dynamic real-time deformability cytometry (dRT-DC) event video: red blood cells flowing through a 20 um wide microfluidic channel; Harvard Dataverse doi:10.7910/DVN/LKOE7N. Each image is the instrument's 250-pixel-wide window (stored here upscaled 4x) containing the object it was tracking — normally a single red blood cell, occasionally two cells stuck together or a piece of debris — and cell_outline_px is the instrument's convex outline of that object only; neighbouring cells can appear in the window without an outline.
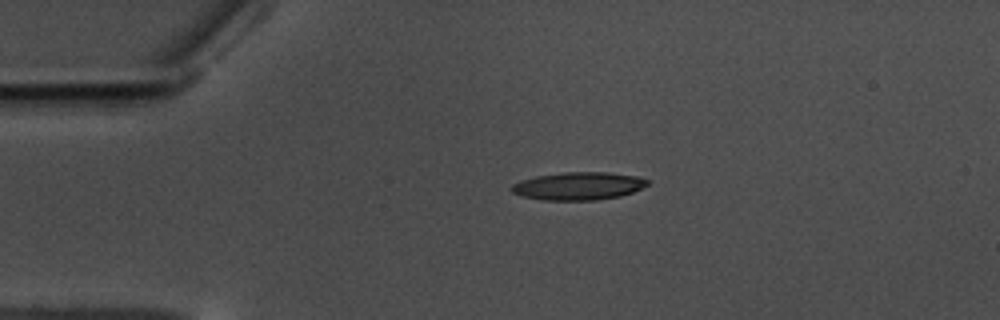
{"species": "common noctule bat (a hibernating species)", "species_latin": "Nyctalus noctula", "temperature_condition": "warm", "stored_images_in_passage": 28, "camera_frame_rate_fps": 3000, "um_per_image_px": 0.085, "animal": {"sex": "male", "body_mass_g": 17.5, "forearm_length_mm": 52.3}, "frame": {"image": 1, "passage_image": 1, "time_ms": 0.0, "image_size_px": [1000, 320], "cell_outline_px": [[648, 184], [632, 192], [620, 196], [596, 200], [544, 200], [524, 196], [512, 192], [508, 188], [512, 184], [536, 176], [564, 172], [608, 172], [640, 176], [648, 180]], "centroid_in_image_um": [49.18, 15.8], "position_along_channel_um": 35.8, "area_um2": 21.96}}
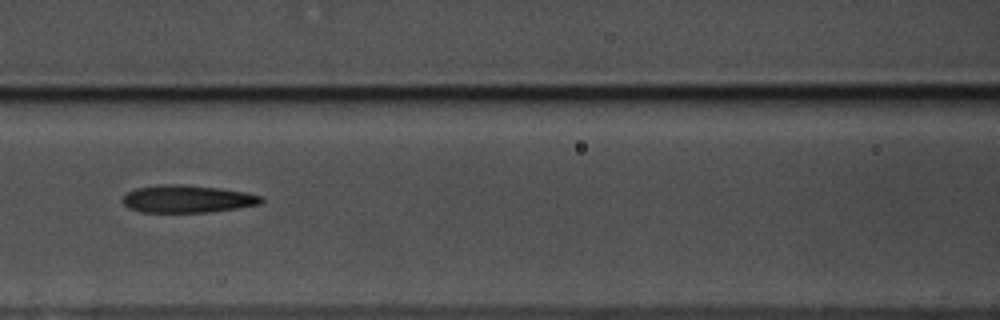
{"frame": {"image": 2, "passage_image": 14, "time_ms": 4.333, "image_size_px": [1000, 320], "cell_outline_px": [[264, 200], [260, 204], [236, 208], [208, 212], [140, 212], [128, 208], [124, 204], [124, 196], [128, 192], [136, 188], [164, 184], [176, 184], [220, 188], [244, 192], [264, 196]], "centroid_in_image_um": [15.94, 16.91], "position_along_channel_um": 150.7, "area_um2": 22.08}}
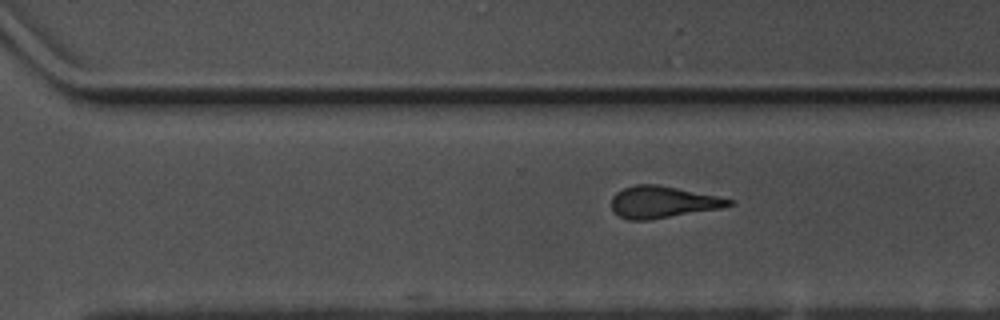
{"frame": {"image": 3, "passage_image": 28, "time_ms": 9.0, "image_size_px": [1000, 320], "cell_outline_px": [[736, 200], [732, 204], [720, 208], [648, 220], [628, 220], [620, 216], [612, 208], [612, 196], [616, 192], [624, 188], [636, 184], [656, 184]], "centroid_in_image_um": [56.3, 17.17], "position_along_channel_um": 314.3, "area_um2": 21.39}}